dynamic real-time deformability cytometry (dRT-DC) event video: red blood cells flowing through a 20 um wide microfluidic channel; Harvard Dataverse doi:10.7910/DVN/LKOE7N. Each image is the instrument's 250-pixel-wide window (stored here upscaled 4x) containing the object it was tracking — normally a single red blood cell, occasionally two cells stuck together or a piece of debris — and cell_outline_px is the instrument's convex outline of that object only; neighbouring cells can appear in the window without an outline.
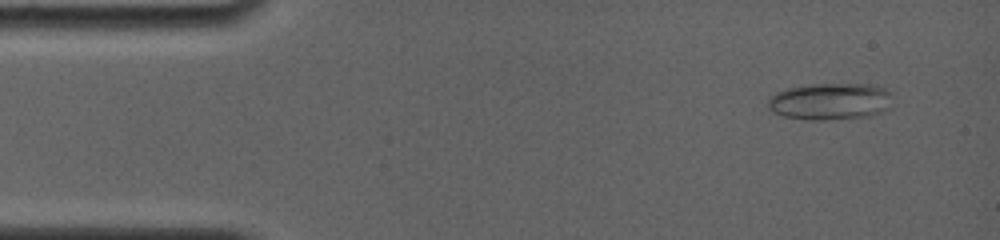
{"species": "common noctule bat (a hibernating species)", "species_latin": "Nyctalus noctula", "temperature_condition": "room temperature", "stored_images_in_passage": 7, "camera_frame_rate_fps": 4000, "um_per_image_px": 0.085, "animal": {"sex": "female", "body_mass_g": 19.0, "forearm_length_mm": 56.7}, "frame": {"image": 1, "passage_image": 2, "time_ms": 0.75, "image_size_px": [1000, 240], "cell_outline_px": [[892, 108], [868, 116], [824, 120], [808, 120], [784, 116], [772, 112], [768, 108], [768, 96], [776, 92], [788, 88], [816, 84], [872, 84], [884, 88], [888, 92]], "centroid_in_image_um": [70.54, 8.62], "position_along_channel_um": 14.5, "area_um2": 26.76}}
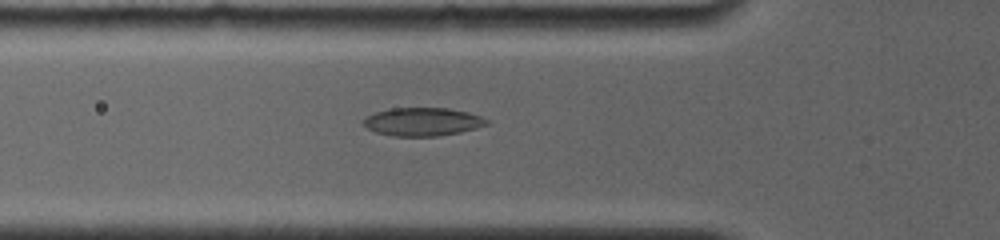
{"frame": {"image": 2, "passage_image": 7, "time_ms": 5.0, "image_size_px": [1000, 240], "cell_outline_px": [[488, 124], [476, 128], [460, 132], [440, 136], [392, 136], [376, 132], [368, 128], [360, 120], [376, 112], [392, 108], [448, 108], [468, 112], [480, 116], [488, 120]], "centroid_in_image_um": [35.92, 10.35], "position_along_channel_um": 89.9, "area_um2": 20.23}}